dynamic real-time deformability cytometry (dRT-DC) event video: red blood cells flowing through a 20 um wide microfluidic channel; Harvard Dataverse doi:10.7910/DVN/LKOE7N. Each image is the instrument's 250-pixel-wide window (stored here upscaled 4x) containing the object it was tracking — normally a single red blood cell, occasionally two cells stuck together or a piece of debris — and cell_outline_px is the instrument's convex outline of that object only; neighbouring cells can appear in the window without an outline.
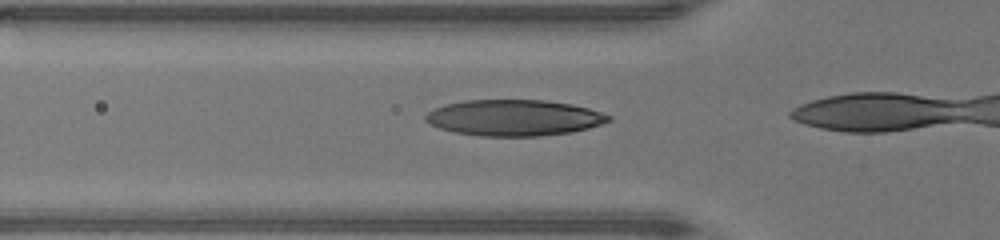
{"species": "human", "species_latin": "Homo sapiens", "temperature_condition": "warm", "stored_images_in_passage": 4, "camera_frame_rate_fps": 3000, "um_per_image_px": 0.085, "donor": {"sex": "male"}, "frame": {"image": 1, "passage_image": 2, "time_ms": 0.333, "image_size_px": [1000, 240], "cell_outline_px": [[612, 120], [588, 128], [572, 132], [540, 136], [480, 136], [456, 132], [440, 128], [428, 124], [424, 120], [424, 116], [432, 108], [444, 104], [464, 100], [544, 100], [572, 104], [588, 108], [612, 116]], "centroid_in_image_um": [43.66, 10.0], "position_along_channel_um": 82.1, "area_um2": 38.67}}